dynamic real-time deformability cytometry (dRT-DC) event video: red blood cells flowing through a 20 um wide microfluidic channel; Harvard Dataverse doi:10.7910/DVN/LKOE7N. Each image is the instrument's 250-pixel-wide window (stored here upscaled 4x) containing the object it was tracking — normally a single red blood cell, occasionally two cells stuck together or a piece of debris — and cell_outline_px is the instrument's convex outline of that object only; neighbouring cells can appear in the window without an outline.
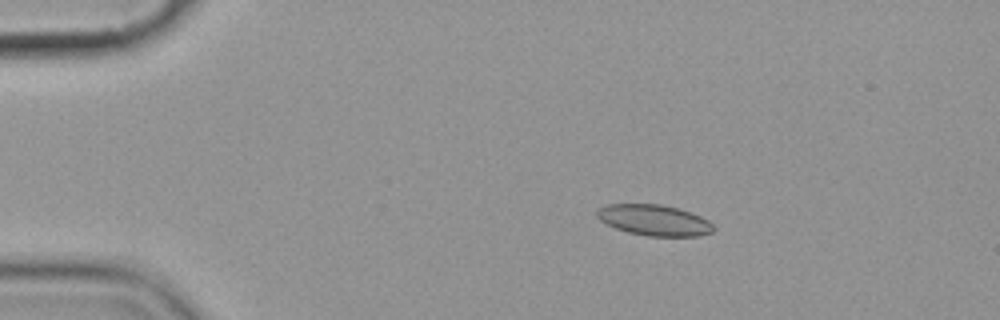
{"species": "common noctule bat (a hibernating species)", "species_latin": "Nyctalus noctula", "temperature_condition": "cold", "stored_images_in_passage": 5, "camera_frame_rate_fps": 3000, "um_per_image_px": 0.085, "animal": {"sex": "female", "body_mass_g": 19.9}, "frame": {"image": 1, "passage_image": 3, "time_ms": 2.333, "image_size_px": [1000, 320], "cell_outline_px": [[716, 228], [712, 232], [696, 236], [648, 236], [628, 232], [616, 228], [600, 220], [596, 216], [596, 212], [600, 208], [608, 204], [660, 204], [692, 212], [708, 220]], "centroid_in_image_um": [55.62, 18.71], "position_along_channel_um": 29.4, "area_um2": 20.87}}